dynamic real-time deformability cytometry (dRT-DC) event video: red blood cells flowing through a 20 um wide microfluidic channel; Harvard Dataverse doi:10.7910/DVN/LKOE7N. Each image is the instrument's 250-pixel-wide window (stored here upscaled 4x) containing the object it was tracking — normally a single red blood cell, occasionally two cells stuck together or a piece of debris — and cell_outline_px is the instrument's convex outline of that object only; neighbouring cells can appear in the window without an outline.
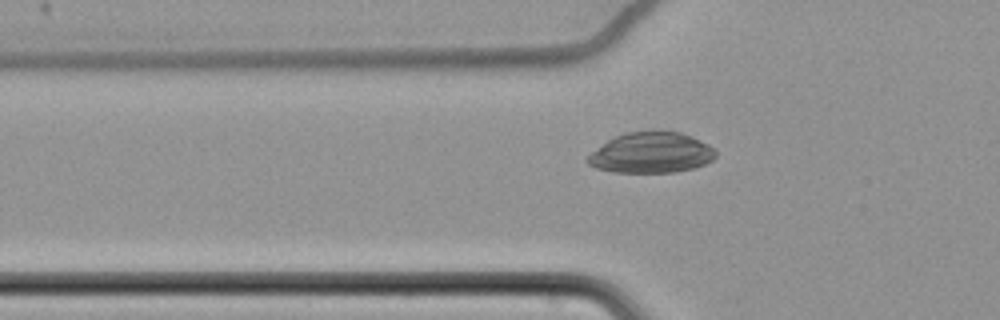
{"species": "common noctule bat (a hibernating species)", "species_latin": "Nyctalus noctula", "temperature_condition": "cold", "stored_images_in_passage": 37, "camera_frame_rate_fps": 3000, "um_per_image_px": 0.085, "animal": {"sex": "female", "body_mass_g": 22.7, "forearm_length_mm": 54.2}, "frame": {"image": 1, "passage_image": 6, "time_ms": 1.667, "image_size_px": [1000, 320], "cell_outline_px": [[716, 156], [712, 160], [704, 164], [692, 168], [676, 172], [612, 172], [596, 168], [588, 164], [584, 160], [592, 152], [608, 140], [616, 136], [628, 132], [652, 128], [660, 128], [680, 132], [708, 144], [716, 152]], "centroid_in_image_um": [55.34, 12.95], "position_along_channel_um": 70.5, "area_um2": 30.75}}
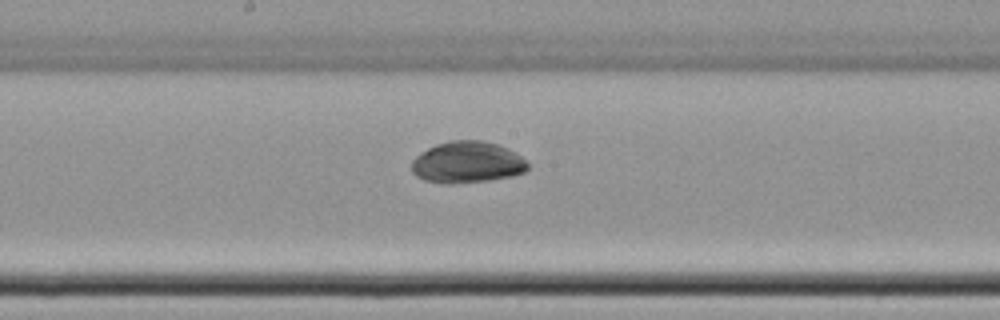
{"frame": {"image": 2, "passage_image": 18, "time_ms": 5.667, "image_size_px": [1000, 320], "cell_outline_px": [[528, 168], [524, 172], [512, 176], [492, 180], [452, 184], [444, 184], [424, 180], [416, 176], [412, 172], [412, 160], [416, 156], [428, 148], [436, 144], [452, 140], [480, 140], [500, 144], [516, 152], [528, 164]], "centroid_in_image_um": [39.71, 13.8], "position_along_channel_um": 208.5, "area_um2": 28.32}}
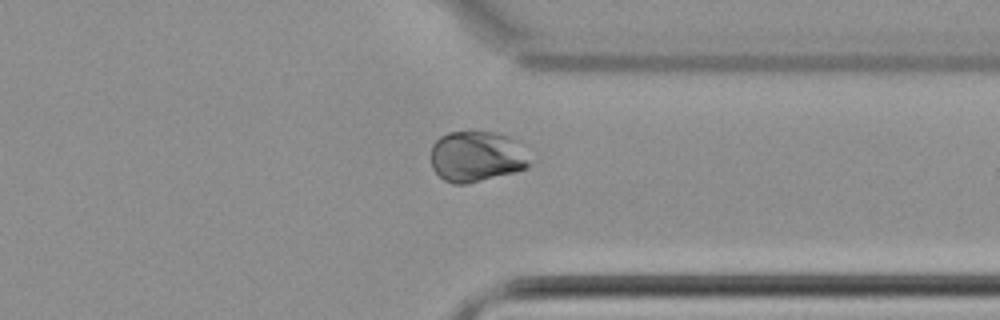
{"frame": {"image": 3, "passage_image": 32, "time_ms": 10.333, "image_size_px": [1000, 320], "cell_outline_px": [[528, 168], [464, 184], [452, 184], [444, 180], [432, 168], [432, 144], [440, 136], [448, 132], [496, 132], [508, 136], [528, 164]], "centroid_in_image_um": [40.37, 13.31], "position_along_channel_um": 371.0, "area_um2": 28.03}}